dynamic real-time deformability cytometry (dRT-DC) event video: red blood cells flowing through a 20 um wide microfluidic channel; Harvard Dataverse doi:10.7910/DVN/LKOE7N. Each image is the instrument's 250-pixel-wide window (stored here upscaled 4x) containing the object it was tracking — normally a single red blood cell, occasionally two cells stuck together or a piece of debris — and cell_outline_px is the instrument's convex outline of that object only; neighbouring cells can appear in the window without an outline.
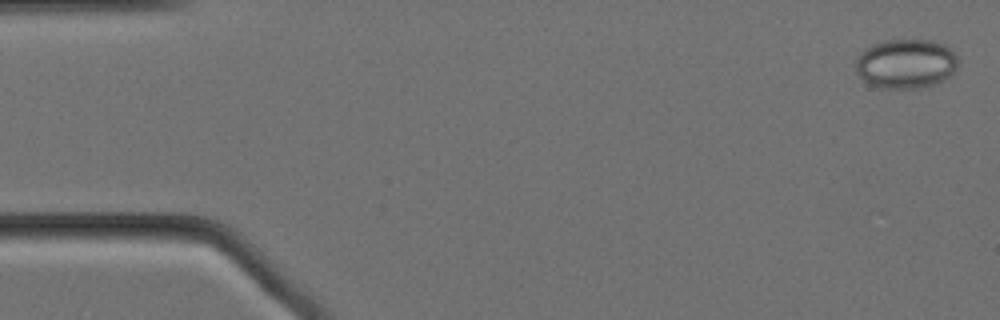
{"species": "Egyptian fruit bat (a non-hibernating species)", "species_latin": "Rousettus aegyptiacus", "temperature_condition": "cold", "stored_images_in_passage": 53, "camera_frame_rate_fps": 3000, "um_per_image_px": 0.085, "animal": {"sex": "female"}, "frame": {"image": 1, "passage_image": 2, "time_ms": 0.333, "image_size_px": [1000, 320], "cell_outline_px": [[956, 68], [944, 80], [920, 88], [880, 88], [868, 84], [856, 72], [856, 60], [860, 52], [864, 48], [872, 44], [884, 40], [932, 40], [944, 44], [956, 56]], "centroid_in_image_um": [76.95, 5.41], "position_along_channel_um": 8.1, "area_um2": 29.42}}
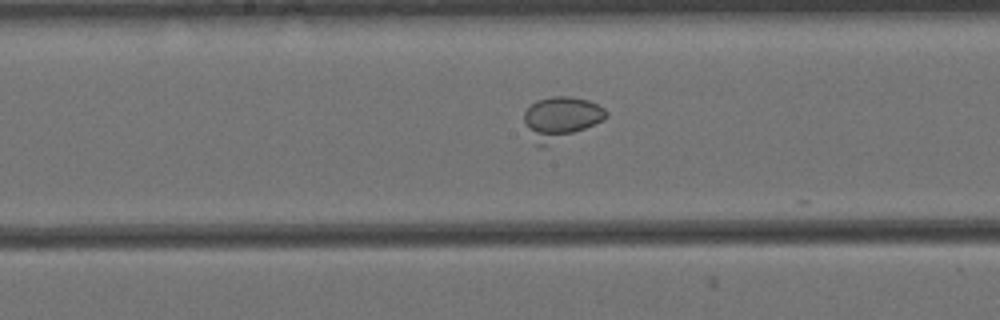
{"frame": {"image": 2, "passage_image": 29, "time_ms": 9.333, "image_size_px": [1000, 320], "cell_outline_px": [[608, 116], [604, 120], [544, 148], [540, 148], [536, 144], [524, 120], [524, 112], [536, 100], [552, 96], [568, 96], [588, 100], [604, 108], [608, 112]], "centroid_in_image_um": [47.69, 10.05], "position_along_channel_um": 200.5, "area_um2": 20.46}}
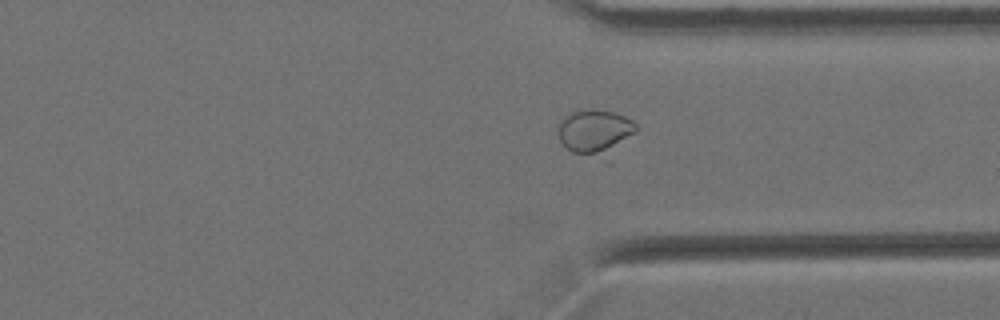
{"frame": {"image": 3, "passage_image": 43, "time_ms": 14.0, "image_size_px": [1000, 320], "cell_outline_px": [[640, 128], [636, 132], [604, 152], [572, 152], [560, 140], [556, 128], [560, 120], [564, 116], [572, 112], [592, 108], [612, 112], [624, 116], [632, 120]], "centroid_in_image_um": [50.51, 11.07], "position_along_channel_um": 360.9, "area_um2": 19.02}}